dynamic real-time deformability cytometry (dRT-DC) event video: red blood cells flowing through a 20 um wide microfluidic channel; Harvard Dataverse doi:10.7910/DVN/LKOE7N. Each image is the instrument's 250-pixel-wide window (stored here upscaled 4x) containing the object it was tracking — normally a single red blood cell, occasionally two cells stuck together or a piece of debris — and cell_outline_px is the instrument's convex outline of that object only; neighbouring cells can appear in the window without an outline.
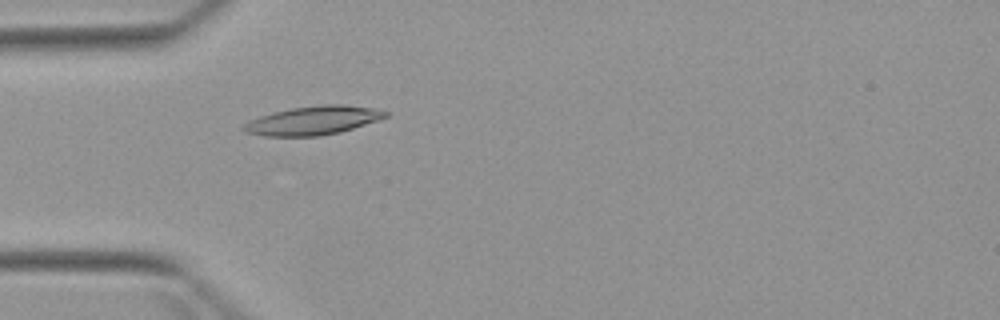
{"species": "Egyptian fruit bat (a non-hibernating species)", "species_latin": "Rousettus aegyptiacus", "temperature_condition": "warm", "stored_images_in_passage": 3, "camera_frame_rate_fps": 3000, "um_per_image_px": 0.085, "animal": {"sex": "female"}, "frame": {"image": 1, "passage_image": 2, "time_ms": 1.333, "image_size_px": [1000, 320], "cell_outline_px": [[388, 116], [380, 120], [340, 132], [320, 136], [264, 136], [244, 132], [240, 128], [248, 120], [260, 116], [292, 108], [324, 104], [344, 104], [372, 108], [388, 112]], "centroid_in_image_um": [26.61, 10.25], "position_along_channel_um": 58.4, "area_um2": 23.76}}